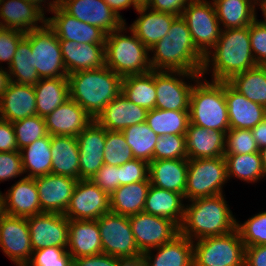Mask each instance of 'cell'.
Here are the masks:
<instances>
[{
	"label": "cell",
	"instance_id": "6da1fadb",
	"mask_svg": "<svg viewBox=\"0 0 266 266\" xmlns=\"http://www.w3.org/2000/svg\"><path fill=\"white\" fill-rule=\"evenodd\" d=\"M149 50H155L152 60L150 58L152 70L201 74L204 55L196 48L182 16L174 19L168 34Z\"/></svg>",
	"mask_w": 266,
	"mask_h": 266
},
{
	"label": "cell",
	"instance_id": "7a4b0ae2",
	"mask_svg": "<svg viewBox=\"0 0 266 266\" xmlns=\"http://www.w3.org/2000/svg\"><path fill=\"white\" fill-rule=\"evenodd\" d=\"M69 98L77 102L93 119L121 93L122 77L104 65L67 76Z\"/></svg>",
	"mask_w": 266,
	"mask_h": 266
},
{
	"label": "cell",
	"instance_id": "3957f363",
	"mask_svg": "<svg viewBox=\"0 0 266 266\" xmlns=\"http://www.w3.org/2000/svg\"><path fill=\"white\" fill-rule=\"evenodd\" d=\"M185 207L180 234L193 241L211 236H220L236 229L237 221L222 194L190 200ZM194 233V234H193ZM193 234V235H192Z\"/></svg>",
	"mask_w": 266,
	"mask_h": 266
},
{
	"label": "cell",
	"instance_id": "277c9868",
	"mask_svg": "<svg viewBox=\"0 0 266 266\" xmlns=\"http://www.w3.org/2000/svg\"><path fill=\"white\" fill-rule=\"evenodd\" d=\"M213 50V81L227 82L234 75L257 66L251 51L249 26L221 29Z\"/></svg>",
	"mask_w": 266,
	"mask_h": 266
},
{
	"label": "cell",
	"instance_id": "5b68a950",
	"mask_svg": "<svg viewBox=\"0 0 266 266\" xmlns=\"http://www.w3.org/2000/svg\"><path fill=\"white\" fill-rule=\"evenodd\" d=\"M190 123L208 130L227 132L230 129L225 82H198L193 86L189 105Z\"/></svg>",
	"mask_w": 266,
	"mask_h": 266
},
{
	"label": "cell",
	"instance_id": "8992f818",
	"mask_svg": "<svg viewBox=\"0 0 266 266\" xmlns=\"http://www.w3.org/2000/svg\"><path fill=\"white\" fill-rule=\"evenodd\" d=\"M125 24L105 38V65L121 77L144 74L152 70L150 51L131 30L133 36L120 34Z\"/></svg>",
	"mask_w": 266,
	"mask_h": 266
},
{
	"label": "cell",
	"instance_id": "52a82bcc",
	"mask_svg": "<svg viewBox=\"0 0 266 266\" xmlns=\"http://www.w3.org/2000/svg\"><path fill=\"white\" fill-rule=\"evenodd\" d=\"M191 33L196 48L204 55L201 76L207 71L210 62L209 47L213 48L220 38L221 28L214 4L207 0H192L181 15ZM206 70V71H205Z\"/></svg>",
	"mask_w": 266,
	"mask_h": 266
},
{
	"label": "cell",
	"instance_id": "ba28073f",
	"mask_svg": "<svg viewBox=\"0 0 266 266\" xmlns=\"http://www.w3.org/2000/svg\"><path fill=\"white\" fill-rule=\"evenodd\" d=\"M197 241L193 244L194 266H245V245L237 229Z\"/></svg>",
	"mask_w": 266,
	"mask_h": 266
},
{
	"label": "cell",
	"instance_id": "9c48e42d",
	"mask_svg": "<svg viewBox=\"0 0 266 266\" xmlns=\"http://www.w3.org/2000/svg\"><path fill=\"white\" fill-rule=\"evenodd\" d=\"M25 38L30 42L33 67L40 79L67 78L59 38L47 23L44 27L26 32Z\"/></svg>",
	"mask_w": 266,
	"mask_h": 266
},
{
	"label": "cell",
	"instance_id": "30bf717a",
	"mask_svg": "<svg viewBox=\"0 0 266 266\" xmlns=\"http://www.w3.org/2000/svg\"><path fill=\"white\" fill-rule=\"evenodd\" d=\"M227 179L224 156L188 160L184 198L193 200L222 194V185Z\"/></svg>",
	"mask_w": 266,
	"mask_h": 266
},
{
	"label": "cell",
	"instance_id": "8fae6325",
	"mask_svg": "<svg viewBox=\"0 0 266 266\" xmlns=\"http://www.w3.org/2000/svg\"><path fill=\"white\" fill-rule=\"evenodd\" d=\"M97 223L102 253L118 258H133L142 255L135 243L129 216L109 211L99 217Z\"/></svg>",
	"mask_w": 266,
	"mask_h": 266
},
{
	"label": "cell",
	"instance_id": "7c38bea8",
	"mask_svg": "<svg viewBox=\"0 0 266 266\" xmlns=\"http://www.w3.org/2000/svg\"><path fill=\"white\" fill-rule=\"evenodd\" d=\"M129 223L135 243L142 254L172 241L180 234V227L172 220L144 211L129 216Z\"/></svg>",
	"mask_w": 266,
	"mask_h": 266
},
{
	"label": "cell",
	"instance_id": "4fadbf2b",
	"mask_svg": "<svg viewBox=\"0 0 266 266\" xmlns=\"http://www.w3.org/2000/svg\"><path fill=\"white\" fill-rule=\"evenodd\" d=\"M109 211L110 196L91 180L80 179L64 215L68 220H97Z\"/></svg>",
	"mask_w": 266,
	"mask_h": 266
},
{
	"label": "cell",
	"instance_id": "5bb4252c",
	"mask_svg": "<svg viewBox=\"0 0 266 266\" xmlns=\"http://www.w3.org/2000/svg\"><path fill=\"white\" fill-rule=\"evenodd\" d=\"M171 73V74H170ZM176 74L192 79H201L200 73L185 71H157L154 70V81L157 92L156 108L162 110L189 111L190 96L193 85H187L183 79L175 78Z\"/></svg>",
	"mask_w": 266,
	"mask_h": 266
},
{
	"label": "cell",
	"instance_id": "9a60e30c",
	"mask_svg": "<svg viewBox=\"0 0 266 266\" xmlns=\"http://www.w3.org/2000/svg\"><path fill=\"white\" fill-rule=\"evenodd\" d=\"M33 251L44 247L66 248L69 220L64 214L43 212L27 218Z\"/></svg>",
	"mask_w": 266,
	"mask_h": 266
},
{
	"label": "cell",
	"instance_id": "2e32d148",
	"mask_svg": "<svg viewBox=\"0 0 266 266\" xmlns=\"http://www.w3.org/2000/svg\"><path fill=\"white\" fill-rule=\"evenodd\" d=\"M58 3L59 0L49 3V11L54 12L55 16L46 18V23L59 40H70L79 44H105L106 34L100 28L70 16Z\"/></svg>",
	"mask_w": 266,
	"mask_h": 266
},
{
	"label": "cell",
	"instance_id": "e0dca14e",
	"mask_svg": "<svg viewBox=\"0 0 266 266\" xmlns=\"http://www.w3.org/2000/svg\"><path fill=\"white\" fill-rule=\"evenodd\" d=\"M0 247L18 266H26L33 254L27 218L5 214L0 220Z\"/></svg>",
	"mask_w": 266,
	"mask_h": 266
},
{
	"label": "cell",
	"instance_id": "ac0fdd59",
	"mask_svg": "<svg viewBox=\"0 0 266 266\" xmlns=\"http://www.w3.org/2000/svg\"><path fill=\"white\" fill-rule=\"evenodd\" d=\"M58 5L70 16L100 28L106 35L125 24L103 0H59Z\"/></svg>",
	"mask_w": 266,
	"mask_h": 266
},
{
	"label": "cell",
	"instance_id": "d6986e66",
	"mask_svg": "<svg viewBox=\"0 0 266 266\" xmlns=\"http://www.w3.org/2000/svg\"><path fill=\"white\" fill-rule=\"evenodd\" d=\"M79 180H90L104 165L106 129L93 120L77 137Z\"/></svg>",
	"mask_w": 266,
	"mask_h": 266
},
{
	"label": "cell",
	"instance_id": "ffe728a7",
	"mask_svg": "<svg viewBox=\"0 0 266 266\" xmlns=\"http://www.w3.org/2000/svg\"><path fill=\"white\" fill-rule=\"evenodd\" d=\"M34 179L42 212L64 214L78 179L52 173Z\"/></svg>",
	"mask_w": 266,
	"mask_h": 266
},
{
	"label": "cell",
	"instance_id": "44dd1931",
	"mask_svg": "<svg viewBox=\"0 0 266 266\" xmlns=\"http://www.w3.org/2000/svg\"><path fill=\"white\" fill-rule=\"evenodd\" d=\"M44 120L50 136L77 137L94 119L77 102L69 98Z\"/></svg>",
	"mask_w": 266,
	"mask_h": 266
},
{
	"label": "cell",
	"instance_id": "7402d4cb",
	"mask_svg": "<svg viewBox=\"0 0 266 266\" xmlns=\"http://www.w3.org/2000/svg\"><path fill=\"white\" fill-rule=\"evenodd\" d=\"M148 110L129 101L121 92L94 119L100 126L110 131L146 122Z\"/></svg>",
	"mask_w": 266,
	"mask_h": 266
},
{
	"label": "cell",
	"instance_id": "603a6c76",
	"mask_svg": "<svg viewBox=\"0 0 266 266\" xmlns=\"http://www.w3.org/2000/svg\"><path fill=\"white\" fill-rule=\"evenodd\" d=\"M36 115L34 86L10 81L7 90L0 97V119L16 122Z\"/></svg>",
	"mask_w": 266,
	"mask_h": 266
},
{
	"label": "cell",
	"instance_id": "cb8c5ba5",
	"mask_svg": "<svg viewBox=\"0 0 266 266\" xmlns=\"http://www.w3.org/2000/svg\"><path fill=\"white\" fill-rule=\"evenodd\" d=\"M225 99L231 129L252 130L266 117V108L248 100L225 82Z\"/></svg>",
	"mask_w": 266,
	"mask_h": 266
},
{
	"label": "cell",
	"instance_id": "d4e9b609",
	"mask_svg": "<svg viewBox=\"0 0 266 266\" xmlns=\"http://www.w3.org/2000/svg\"><path fill=\"white\" fill-rule=\"evenodd\" d=\"M59 43L68 75L105 65V44H79L70 40H59Z\"/></svg>",
	"mask_w": 266,
	"mask_h": 266
},
{
	"label": "cell",
	"instance_id": "484cf974",
	"mask_svg": "<svg viewBox=\"0 0 266 266\" xmlns=\"http://www.w3.org/2000/svg\"><path fill=\"white\" fill-rule=\"evenodd\" d=\"M185 136L188 160L225 156V132L189 123Z\"/></svg>",
	"mask_w": 266,
	"mask_h": 266
},
{
	"label": "cell",
	"instance_id": "4316f807",
	"mask_svg": "<svg viewBox=\"0 0 266 266\" xmlns=\"http://www.w3.org/2000/svg\"><path fill=\"white\" fill-rule=\"evenodd\" d=\"M4 196L7 215L28 218L43 213L35 179L23 177Z\"/></svg>",
	"mask_w": 266,
	"mask_h": 266
},
{
	"label": "cell",
	"instance_id": "83f0119b",
	"mask_svg": "<svg viewBox=\"0 0 266 266\" xmlns=\"http://www.w3.org/2000/svg\"><path fill=\"white\" fill-rule=\"evenodd\" d=\"M0 5L2 6H0V17L5 29H15L26 33L42 27L37 26V21L42 25L46 23L43 11L29 1L3 0Z\"/></svg>",
	"mask_w": 266,
	"mask_h": 266
},
{
	"label": "cell",
	"instance_id": "f1b7e54d",
	"mask_svg": "<svg viewBox=\"0 0 266 266\" xmlns=\"http://www.w3.org/2000/svg\"><path fill=\"white\" fill-rule=\"evenodd\" d=\"M68 253L73 259L102 253L97 220H69Z\"/></svg>",
	"mask_w": 266,
	"mask_h": 266
},
{
	"label": "cell",
	"instance_id": "f546056e",
	"mask_svg": "<svg viewBox=\"0 0 266 266\" xmlns=\"http://www.w3.org/2000/svg\"><path fill=\"white\" fill-rule=\"evenodd\" d=\"M188 159L152 160L149 163L150 184L184 195Z\"/></svg>",
	"mask_w": 266,
	"mask_h": 266
},
{
	"label": "cell",
	"instance_id": "4dcf8cb0",
	"mask_svg": "<svg viewBox=\"0 0 266 266\" xmlns=\"http://www.w3.org/2000/svg\"><path fill=\"white\" fill-rule=\"evenodd\" d=\"M147 10L148 8L146 6L139 7L136 10L140 14V17L134 21L129 29L150 49L168 34L170 26L177 16L152 9L149 13H146Z\"/></svg>",
	"mask_w": 266,
	"mask_h": 266
},
{
	"label": "cell",
	"instance_id": "1f68e13d",
	"mask_svg": "<svg viewBox=\"0 0 266 266\" xmlns=\"http://www.w3.org/2000/svg\"><path fill=\"white\" fill-rule=\"evenodd\" d=\"M183 198V194L150 185L143 211L168 218L180 227L185 214Z\"/></svg>",
	"mask_w": 266,
	"mask_h": 266
},
{
	"label": "cell",
	"instance_id": "d6a6232c",
	"mask_svg": "<svg viewBox=\"0 0 266 266\" xmlns=\"http://www.w3.org/2000/svg\"><path fill=\"white\" fill-rule=\"evenodd\" d=\"M51 173L79 180V147L74 136H51Z\"/></svg>",
	"mask_w": 266,
	"mask_h": 266
},
{
	"label": "cell",
	"instance_id": "836d02e7",
	"mask_svg": "<svg viewBox=\"0 0 266 266\" xmlns=\"http://www.w3.org/2000/svg\"><path fill=\"white\" fill-rule=\"evenodd\" d=\"M193 243L188 237L177 235L172 241L158 246L154 260L150 256L151 250L142 255L148 266H194Z\"/></svg>",
	"mask_w": 266,
	"mask_h": 266
},
{
	"label": "cell",
	"instance_id": "e575fe53",
	"mask_svg": "<svg viewBox=\"0 0 266 266\" xmlns=\"http://www.w3.org/2000/svg\"><path fill=\"white\" fill-rule=\"evenodd\" d=\"M150 179L119 186L110 195V211L131 216L143 212L150 187Z\"/></svg>",
	"mask_w": 266,
	"mask_h": 266
},
{
	"label": "cell",
	"instance_id": "d590c367",
	"mask_svg": "<svg viewBox=\"0 0 266 266\" xmlns=\"http://www.w3.org/2000/svg\"><path fill=\"white\" fill-rule=\"evenodd\" d=\"M36 115L45 118L69 99L68 78H43L34 85Z\"/></svg>",
	"mask_w": 266,
	"mask_h": 266
},
{
	"label": "cell",
	"instance_id": "8d00e7d4",
	"mask_svg": "<svg viewBox=\"0 0 266 266\" xmlns=\"http://www.w3.org/2000/svg\"><path fill=\"white\" fill-rule=\"evenodd\" d=\"M121 92L134 104L147 110L156 108L157 92L154 70L148 73L122 77Z\"/></svg>",
	"mask_w": 266,
	"mask_h": 266
},
{
	"label": "cell",
	"instance_id": "74e56055",
	"mask_svg": "<svg viewBox=\"0 0 266 266\" xmlns=\"http://www.w3.org/2000/svg\"><path fill=\"white\" fill-rule=\"evenodd\" d=\"M25 177L37 178L51 173L52 153L51 136L40 138L19 150ZM25 152V153H24Z\"/></svg>",
	"mask_w": 266,
	"mask_h": 266
},
{
	"label": "cell",
	"instance_id": "f35d334b",
	"mask_svg": "<svg viewBox=\"0 0 266 266\" xmlns=\"http://www.w3.org/2000/svg\"><path fill=\"white\" fill-rule=\"evenodd\" d=\"M219 23L225 29L249 26L255 19V0H213Z\"/></svg>",
	"mask_w": 266,
	"mask_h": 266
},
{
	"label": "cell",
	"instance_id": "ab89813d",
	"mask_svg": "<svg viewBox=\"0 0 266 266\" xmlns=\"http://www.w3.org/2000/svg\"><path fill=\"white\" fill-rule=\"evenodd\" d=\"M227 82L248 100L266 108V69L264 65H257L250 70L238 73Z\"/></svg>",
	"mask_w": 266,
	"mask_h": 266
},
{
	"label": "cell",
	"instance_id": "60d3db41",
	"mask_svg": "<svg viewBox=\"0 0 266 266\" xmlns=\"http://www.w3.org/2000/svg\"><path fill=\"white\" fill-rule=\"evenodd\" d=\"M146 123L158 136L166 134L186 135L190 123L189 111L148 110Z\"/></svg>",
	"mask_w": 266,
	"mask_h": 266
},
{
	"label": "cell",
	"instance_id": "b9f144b4",
	"mask_svg": "<svg viewBox=\"0 0 266 266\" xmlns=\"http://www.w3.org/2000/svg\"><path fill=\"white\" fill-rule=\"evenodd\" d=\"M122 133L135 159H141L148 163L153 160L154 148L159 136L151 130L146 122L129 126L122 130Z\"/></svg>",
	"mask_w": 266,
	"mask_h": 266
},
{
	"label": "cell",
	"instance_id": "7bdbcfd3",
	"mask_svg": "<svg viewBox=\"0 0 266 266\" xmlns=\"http://www.w3.org/2000/svg\"><path fill=\"white\" fill-rule=\"evenodd\" d=\"M32 54L30 42L24 37L17 46L11 65L8 66L10 81L31 86L39 82V75L33 67Z\"/></svg>",
	"mask_w": 266,
	"mask_h": 266
},
{
	"label": "cell",
	"instance_id": "ee69618b",
	"mask_svg": "<svg viewBox=\"0 0 266 266\" xmlns=\"http://www.w3.org/2000/svg\"><path fill=\"white\" fill-rule=\"evenodd\" d=\"M227 177L235 175L241 180L255 182L266 175L262 166L260 152L225 155Z\"/></svg>",
	"mask_w": 266,
	"mask_h": 266
},
{
	"label": "cell",
	"instance_id": "f6af8a7d",
	"mask_svg": "<svg viewBox=\"0 0 266 266\" xmlns=\"http://www.w3.org/2000/svg\"><path fill=\"white\" fill-rule=\"evenodd\" d=\"M18 150L49 135L44 118L34 115L12 122Z\"/></svg>",
	"mask_w": 266,
	"mask_h": 266
},
{
	"label": "cell",
	"instance_id": "bcb514c9",
	"mask_svg": "<svg viewBox=\"0 0 266 266\" xmlns=\"http://www.w3.org/2000/svg\"><path fill=\"white\" fill-rule=\"evenodd\" d=\"M132 159H134L132 150L127 146L122 131L106 130L104 164L121 166Z\"/></svg>",
	"mask_w": 266,
	"mask_h": 266
},
{
	"label": "cell",
	"instance_id": "7dc6e473",
	"mask_svg": "<svg viewBox=\"0 0 266 266\" xmlns=\"http://www.w3.org/2000/svg\"><path fill=\"white\" fill-rule=\"evenodd\" d=\"M187 159L186 136L161 135L154 148L153 160Z\"/></svg>",
	"mask_w": 266,
	"mask_h": 266
},
{
	"label": "cell",
	"instance_id": "c3c4849f",
	"mask_svg": "<svg viewBox=\"0 0 266 266\" xmlns=\"http://www.w3.org/2000/svg\"><path fill=\"white\" fill-rule=\"evenodd\" d=\"M245 247L266 245V211L251 217L244 224H236Z\"/></svg>",
	"mask_w": 266,
	"mask_h": 266
},
{
	"label": "cell",
	"instance_id": "681fc988",
	"mask_svg": "<svg viewBox=\"0 0 266 266\" xmlns=\"http://www.w3.org/2000/svg\"><path fill=\"white\" fill-rule=\"evenodd\" d=\"M225 155L249 154L259 152L251 130L229 129L226 132Z\"/></svg>",
	"mask_w": 266,
	"mask_h": 266
},
{
	"label": "cell",
	"instance_id": "f907efd6",
	"mask_svg": "<svg viewBox=\"0 0 266 266\" xmlns=\"http://www.w3.org/2000/svg\"><path fill=\"white\" fill-rule=\"evenodd\" d=\"M26 266H73V258L65 248L48 246L33 251Z\"/></svg>",
	"mask_w": 266,
	"mask_h": 266
},
{
	"label": "cell",
	"instance_id": "816d5d0a",
	"mask_svg": "<svg viewBox=\"0 0 266 266\" xmlns=\"http://www.w3.org/2000/svg\"><path fill=\"white\" fill-rule=\"evenodd\" d=\"M149 178V163L132 159L119 166V186L145 181Z\"/></svg>",
	"mask_w": 266,
	"mask_h": 266
},
{
	"label": "cell",
	"instance_id": "f5cc1de1",
	"mask_svg": "<svg viewBox=\"0 0 266 266\" xmlns=\"http://www.w3.org/2000/svg\"><path fill=\"white\" fill-rule=\"evenodd\" d=\"M251 51L257 65L266 63V24L255 19L249 25ZM257 54V55H256Z\"/></svg>",
	"mask_w": 266,
	"mask_h": 266
},
{
	"label": "cell",
	"instance_id": "db71d44e",
	"mask_svg": "<svg viewBox=\"0 0 266 266\" xmlns=\"http://www.w3.org/2000/svg\"><path fill=\"white\" fill-rule=\"evenodd\" d=\"M90 180L110 196L119 187V166L104 164Z\"/></svg>",
	"mask_w": 266,
	"mask_h": 266
},
{
	"label": "cell",
	"instance_id": "11a10c76",
	"mask_svg": "<svg viewBox=\"0 0 266 266\" xmlns=\"http://www.w3.org/2000/svg\"><path fill=\"white\" fill-rule=\"evenodd\" d=\"M24 173L19 150L0 152V181L15 178Z\"/></svg>",
	"mask_w": 266,
	"mask_h": 266
},
{
	"label": "cell",
	"instance_id": "9f6ffc18",
	"mask_svg": "<svg viewBox=\"0 0 266 266\" xmlns=\"http://www.w3.org/2000/svg\"><path fill=\"white\" fill-rule=\"evenodd\" d=\"M25 37L23 31L15 29H4L0 33V61L11 65V61L16 52L19 42Z\"/></svg>",
	"mask_w": 266,
	"mask_h": 266
},
{
	"label": "cell",
	"instance_id": "6f0895ef",
	"mask_svg": "<svg viewBox=\"0 0 266 266\" xmlns=\"http://www.w3.org/2000/svg\"><path fill=\"white\" fill-rule=\"evenodd\" d=\"M191 1L192 0H150L146 7L161 13L181 16L184 9Z\"/></svg>",
	"mask_w": 266,
	"mask_h": 266
},
{
	"label": "cell",
	"instance_id": "680465c9",
	"mask_svg": "<svg viewBox=\"0 0 266 266\" xmlns=\"http://www.w3.org/2000/svg\"><path fill=\"white\" fill-rule=\"evenodd\" d=\"M18 150L12 122L0 119V152Z\"/></svg>",
	"mask_w": 266,
	"mask_h": 266
},
{
	"label": "cell",
	"instance_id": "91938a15",
	"mask_svg": "<svg viewBox=\"0 0 266 266\" xmlns=\"http://www.w3.org/2000/svg\"><path fill=\"white\" fill-rule=\"evenodd\" d=\"M120 258L108 254H98L73 259V266H119Z\"/></svg>",
	"mask_w": 266,
	"mask_h": 266
},
{
	"label": "cell",
	"instance_id": "94428289",
	"mask_svg": "<svg viewBox=\"0 0 266 266\" xmlns=\"http://www.w3.org/2000/svg\"><path fill=\"white\" fill-rule=\"evenodd\" d=\"M245 266H266V245L245 247Z\"/></svg>",
	"mask_w": 266,
	"mask_h": 266
},
{
	"label": "cell",
	"instance_id": "6125c7cd",
	"mask_svg": "<svg viewBox=\"0 0 266 266\" xmlns=\"http://www.w3.org/2000/svg\"><path fill=\"white\" fill-rule=\"evenodd\" d=\"M113 11L114 13L120 17L122 20V16L119 14V10H123L131 5L137 10L140 6L134 0H103Z\"/></svg>",
	"mask_w": 266,
	"mask_h": 266
},
{
	"label": "cell",
	"instance_id": "be15d7a7",
	"mask_svg": "<svg viewBox=\"0 0 266 266\" xmlns=\"http://www.w3.org/2000/svg\"><path fill=\"white\" fill-rule=\"evenodd\" d=\"M258 148L266 146V117L258 123L252 130Z\"/></svg>",
	"mask_w": 266,
	"mask_h": 266
},
{
	"label": "cell",
	"instance_id": "e7e4bbea",
	"mask_svg": "<svg viewBox=\"0 0 266 266\" xmlns=\"http://www.w3.org/2000/svg\"><path fill=\"white\" fill-rule=\"evenodd\" d=\"M119 266H148L143 255L133 258H120Z\"/></svg>",
	"mask_w": 266,
	"mask_h": 266
},
{
	"label": "cell",
	"instance_id": "03108f58",
	"mask_svg": "<svg viewBox=\"0 0 266 266\" xmlns=\"http://www.w3.org/2000/svg\"><path fill=\"white\" fill-rule=\"evenodd\" d=\"M9 75L10 74H8L6 70H2V68H0V97L7 90V87L10 83Z\"/></svg>",
	"mask_w": 266,
	"mask_h": 266
},
{
	"label": "cell",
	"instance_id": "003e7915",
	"mask_svg": "<svg viewBox=\"0 0 266 266\" xmlns=\"http://www.w3.org/2000/svg\"><path fill=\"white\" fill-rule=\"evenodd\" d=\"M261 160H262V166L264 168V171L266 173V146L259 149Z\"/></svg>",
	"mask_w": 266,
	"mask_h": 266
},
{
	"label": "cell",
	"instance_id": "a7ac6f4b",
	"mask_svg": "<svg viewBox=\"0 0 266 266\" xmlns=\"http://www.w3.org/2000/svg\"><path fill=\"white\" fill-rule=\"evenodd\" d=\"M6 214L5 212V204H4V195L0 192V220Z\"/></svg>",
	"mask_w": 266,
	"mask_h": 266
},
{
	"label": "cell",
	"instance_id": "89a4df30",
	"mask_svg": "<svg viewBox=\"0 0 266 266\" xmlns=\"http://www.w3.org/2000/svg\"><path fill=\"white\" fill-rule=\"evenodd\" d=\"M26 1L34 3L38 8H40L44 12L42 5H40V4H41V2H44L45 0H26Z\"/></svg>",
	"mask_w": 266,
	"mask_h": 266
},
{
	"label": "cell",
	"instance_id": "2644e50d",
	"mask_svg": "<svg viewBox=\"0 0 266 266\" xmlns=\"http://www.w3.org/2000/svg\"><path fill=\"white\" fill-rule=\"evenodd\" d=\"M140 7L147 6L150 0H134Z\"/></svg>",
	"mask_w": 266,
	"mask_h": 266
},
{
	"label": "cell",
	"instance_id": "8c879c8a",
	"mask_svg": "<svg viewBox=\"0 0 266 266\" xmlns=\"http://www.w3.org/2000/svg\"><path fill=\"white\" fill-rule=\"evenodd\" d=\"M261 10L264 14L265 20L263 21L266 24V2L261 4Z\"/></svg>",
	"mask_w": 266,
	"mask_h": 266
},
{
	"label": "cell",
	"instance_id": "753ad0ef",
	"mask_svg": "<svg viewBox=\"0 0 266 266\" xmlns=\"http://www.w3.org/2000/svg\"><path fill=\"white\" fill-rule=\"evenodd\" d=\"M5 29L4 25L2 24V22H0V33L3 32Z\"/></svg>",
	"mask_w": 266,
	"mask_h": 266
},
{
	"label": "cell",
	"instance_id": "34e18365",
	"mask_svg": "<svg viewBox=\"0 0 266 266\" xmlns=\"http://www.w3.org/2000/svg\"><path fill=\"white\" fill-rule=\"evenodd\" d=\"M257 2H256V4H258V2L260 3L259 5H261L262 3H265L266 2V0H256Z\"/></svg>",
	"mask_w": 266,
	"mask_h": 266
}]
</instances>
